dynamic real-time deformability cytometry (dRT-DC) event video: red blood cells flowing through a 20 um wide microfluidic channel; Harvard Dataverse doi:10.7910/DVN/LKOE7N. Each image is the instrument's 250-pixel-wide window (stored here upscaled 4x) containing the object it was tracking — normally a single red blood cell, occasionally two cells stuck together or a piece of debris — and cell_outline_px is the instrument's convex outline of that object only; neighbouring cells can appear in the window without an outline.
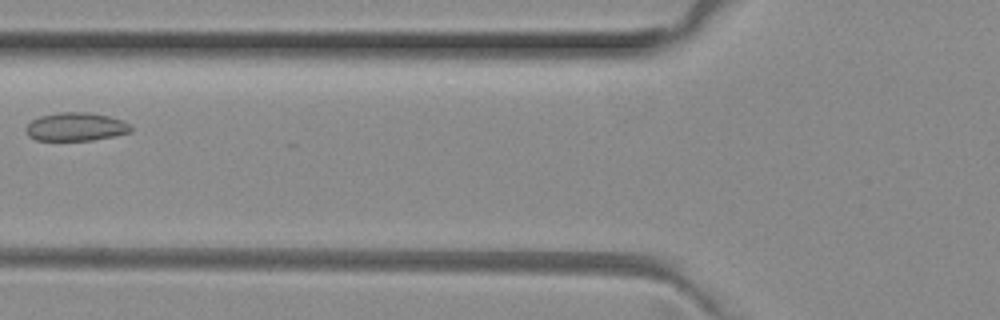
{"species": "common noctule bat (a hibernating species)", "species_latin": "Nyctalus noctula", "temperature_condition": "room temperature", "stored_images_in_passage": 6, "camera_frame_rate_fps": 3000, "um_per_image_px": 0.085, "animal": {"sex": "female", "body_mass_g": 29.2, "forearm_length_mm": 56.3}, "frame": {"image": 1, "passage_image": 5, "time_ms": 1.333, "image_size_px": [1000, 320], "cell_outline_px": [[132, 132], [92, 140], [36, 140], [28, 136], [24, 128], [32, 120], [40, 116], [60, 112], [88, 112], [108, 116], [120, 120], [128, 124], [132, 128]], "centroid_in_image_um": [6.41, 10.78], "position_along_channel_um": 119.4, "area_um2": 17.22}}
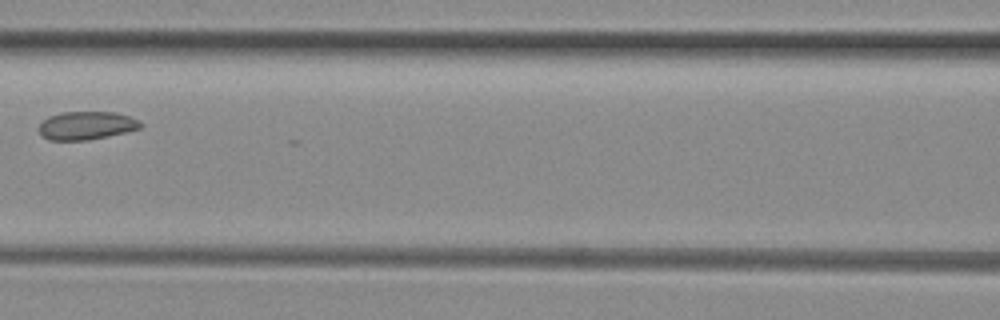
{"frame": {"image": 2, "passage_image": 6, "time_ms": 1.667, "image_size_px": [1000, 320], "cell_outline_px": [[144, 124], [140, 128], [124, 132], [88, 140], [48, 140], [40, 132], [40, 124], [48, 116], [60, 112], [116, 112], [140, 120]], "centroid_in_image_um": [7.36, 10.66], "position_along_channel_um": 159.2, "area_um2": 16.59}}